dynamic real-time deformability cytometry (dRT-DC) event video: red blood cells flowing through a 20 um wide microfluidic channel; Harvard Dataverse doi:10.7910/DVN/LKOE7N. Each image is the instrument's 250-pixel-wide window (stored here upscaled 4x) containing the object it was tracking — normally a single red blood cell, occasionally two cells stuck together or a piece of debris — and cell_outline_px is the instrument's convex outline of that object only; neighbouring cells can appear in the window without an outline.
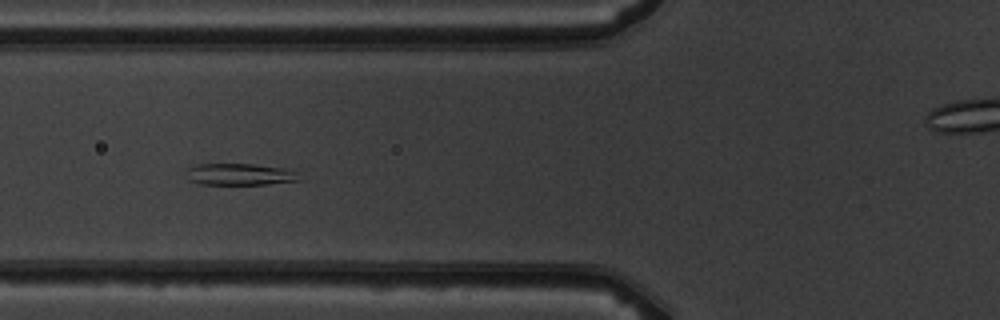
{"species": "common noctule bat (a hibernating species)", "species_latin": "Nyctalus noctula", "temperature_condition": "warm", "stored_images_in_passage": 8, "camera_frame_rate_fps": 3000, "um_per_image_px": 0.085, "animal": {"sex": "male", "body_mass_g": 19.5, "forearm_length_mm": 54.6}, "frame": {"image": 1, "passage_image": 6, "time_ms": 5.667, "image_size_px": [1000, 320], "cell_outline_px": [[304, 180], [268, 184], [200, 184], [188, 180], [188, 168], [196, 164], [252, 164], [280, 168], [296, 172]], "centroid_in_image_um": [20.4, 14.83], "position_along_channel_um": 105.4, "area_um2": 14.16}}
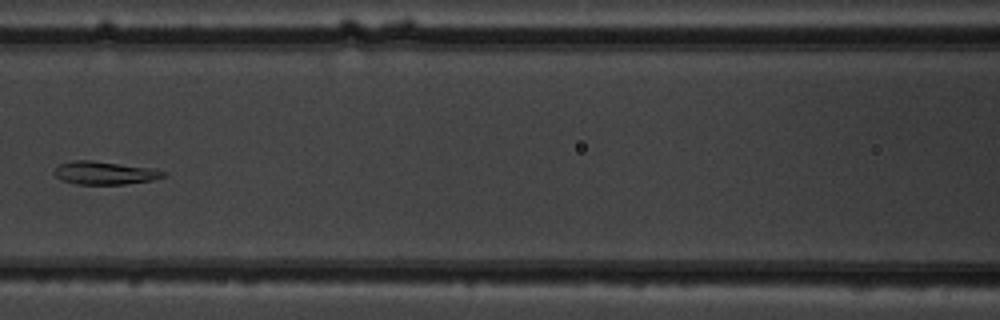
{"frame": {"image": 2, "passage_image": 7, "time_ms": 7.0, "image_size_px": [1000, 320], "cell_outline_px": [[168, 176], [152, 180], [124, 184], [76, 184], [60, 180], [52, 172], [60, 164], [72, 160], [92, 160], [152, 168], [168, 172]], "centroid_in_image_um": [8.91, 14.7], "position_along_channel_um": 157.7, "area_um2": 14.8}}
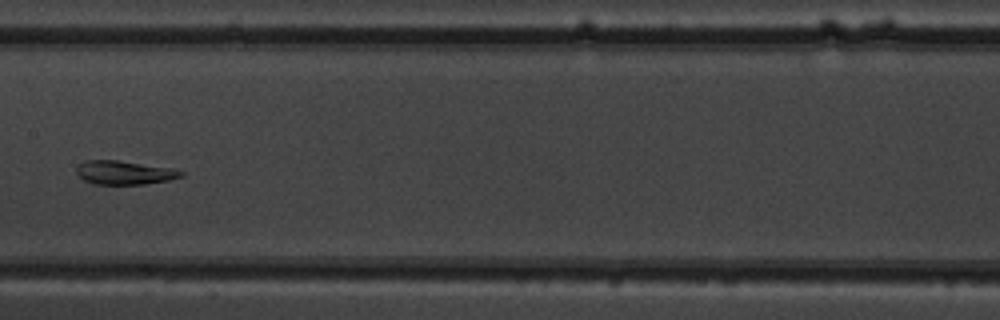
{"frame": {"image": 3, "passage_image": 8, "time_ms": 8.0, "image_size_px": [1000, 320], "cell_outline_px": [[184, 176], [168, 180], [144, 184], [92, 184], [84, 180], [76, 172], [76, 168], [80, 164], [88, 160], [116, 160], [172, 168], [184, 172]], "centroid_in_image_um": [10.58, 14.67], "position_along_channel_um": 196.8, "area_um2": 14.33}}